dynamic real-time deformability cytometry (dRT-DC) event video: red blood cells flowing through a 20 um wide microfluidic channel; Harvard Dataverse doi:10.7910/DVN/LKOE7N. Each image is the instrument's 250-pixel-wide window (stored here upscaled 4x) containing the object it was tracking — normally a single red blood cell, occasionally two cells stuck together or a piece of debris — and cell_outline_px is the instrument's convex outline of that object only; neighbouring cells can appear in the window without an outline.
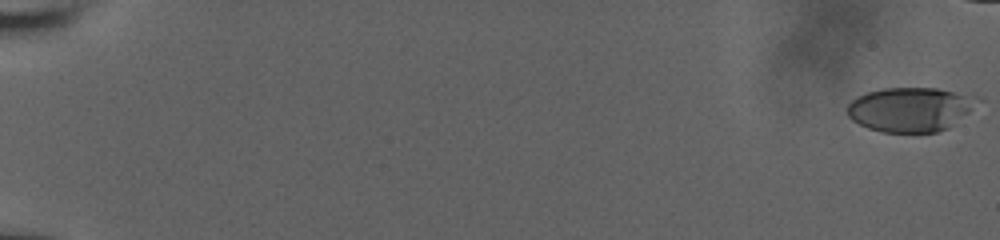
{"species": "human", "species_latin": "Homo sapiens", "temperature_condition": "room temperature", "stored_images_in_passage": 52, "camera_frame_rate_fps": 3000, "um_per_image_px": 0.085, "donor": {"sex": "male"}, "frame": {"image": 1, "passage_image": 1, "time_ms": 0.0, "image_size_px": [1000, 240], "cell_outline_px": [[984, 100], [948, 128], [936, 132], [880, 132], [868, 128], [852, 120], [848, 116], [848, 104], [852, 100], [868, 92], [884, 88], [936, 88], [976, 96]], "centroid_in_image_um": [77.42, 9.29], "position_along_channel_um": 7.6, "area_um2": 33.58}}
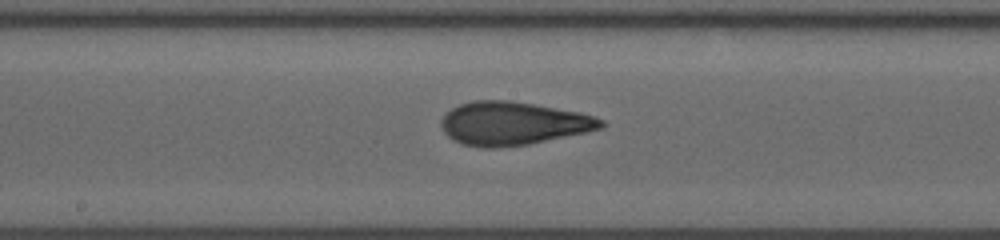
{"frame": {"image": 2, "passage_image": 34, "time_ms": 11.0, "image_size_px": [1000, 240], "cell_outline_px": [[604, 124], [600, 128], [584, 132], [528, 144], [496, 148], [484, 148], [460, 144], [448, 136], [444, 132], [440, 124], [440, 120], [452, 108], [460, 104], [472, 100], [508, 100], [580, 112], [604, 120]], "centroid_in_image_um": [43.54, 10.49], "position_along_channel_um": 204.7, "area_um2": 40.0}}
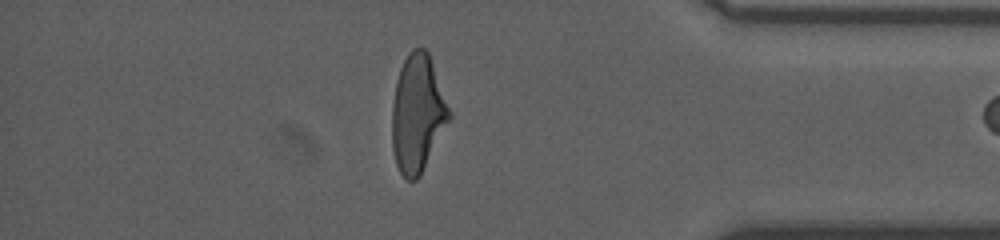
{"frame": {"image": 3, "passage_image": 51, "time_ms": 16.667, "image_size_px": [1000, 240], "cell_outline_px": [[452, 116], [420, 176], [416, 180], [408, 180], [400, 172], [396, 164], [392, 148], [392, 104], [396, 80], [400, 68], [408, 52], [412, 48], [424, 48], [428, 52]], "centroid_in_image_um": [35.47, 9.66], "position_along_channel_um": 399.7, "area_um2": 38.96}}